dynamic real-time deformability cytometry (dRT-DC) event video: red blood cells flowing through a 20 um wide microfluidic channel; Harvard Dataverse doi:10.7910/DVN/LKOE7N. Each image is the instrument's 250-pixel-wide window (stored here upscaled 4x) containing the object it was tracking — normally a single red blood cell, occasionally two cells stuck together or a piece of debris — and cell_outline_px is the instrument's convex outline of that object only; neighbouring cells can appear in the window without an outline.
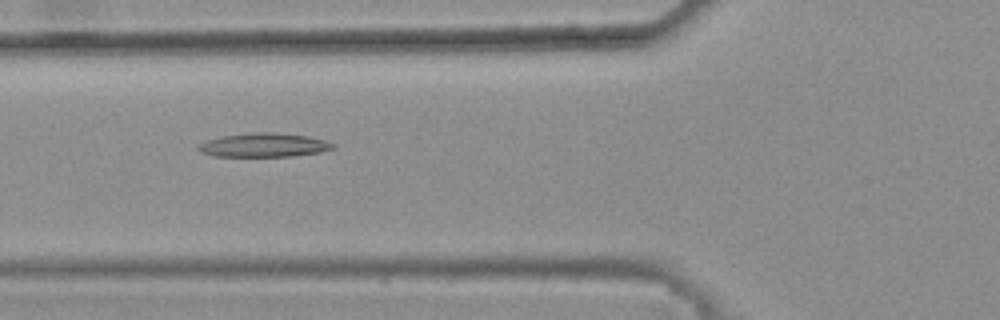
{"species": "common noctule bat (a hibernating species)", "species_latin": "Nyctalus noctula", "temperature_condition": "warm", "stored_images_in_passage": 42, "camera_frame_rate_fps": 3000, "um_per_image_px": 0.085, "animal": {"sex": "female", "body_mass_g": 25.1}, "frame": {"image": 1, "passage_image": 14, "time_ms": 4.333, "image_size_px": [1000, 320], "cell_outline_px": [[336, 148], [320, 152], [292, 156], [212, 156], [200, 152], [196, 148], [200, 144], [208, 140], [224, 136], [256, 132], [276, 132], [308, 136], [324, 140], [336, 144]], "centroid_in_image_um": [22.47, 12.33], "position_along_channel_um": 103.3, "area_um2": 18.67}}
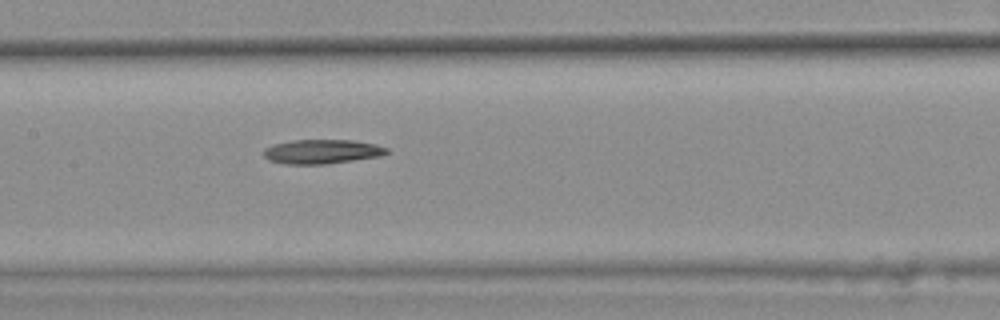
{"frame": {"image": 2, "passage_image": 20, "time_ms": 6.333, "image_size_px": [1000, 320], "cell_outline_px": [[388, 152], [380, 156], [328, 164], [284, 164], [268, 160], [264, 156], [264, 148], [272, 144], [292, 140], [352, 140], [376, 144], [388, 148]], "centroid_in_image_um": [27.34, 12.88], "position_along_channel_um": 180.1, "area_um2": 17.51}}
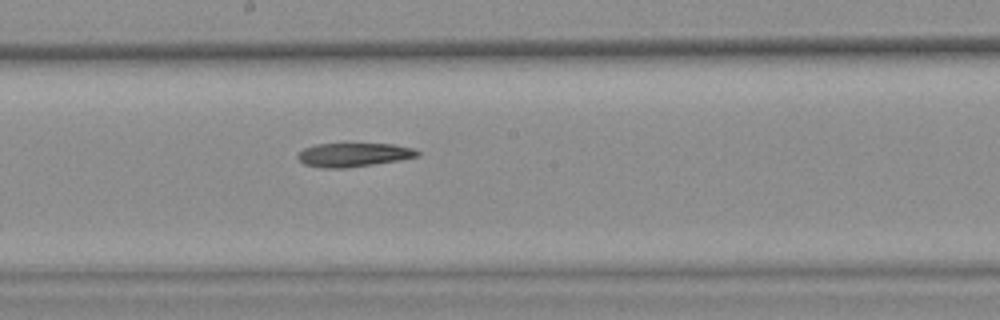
{"frame": {"image": 3, "passage_image": 23, "time_ms": 7.333, "image_size_px": [1000, 320], "cell_outline_px": [[420, 156], [400, 160], [348, 168], [324, 168], [304, 164], [296, 156], [304, 148], [316, 144], [392, 144], [412, 148], [420, 152]], "centroid_in_image_um": [30.07, 13.16], "position_along_channel_um": 218.1, "area_um2": 16.53}}